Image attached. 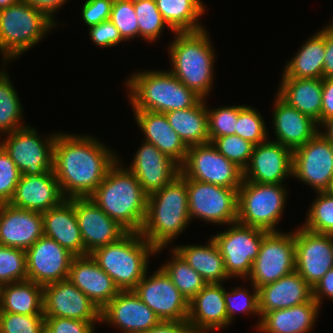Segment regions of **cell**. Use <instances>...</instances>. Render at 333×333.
Instances as JSON below:
<instances>
[{
	"instance_id": "obj_1",
	"label": "cell",
	"mask_w": 333,
	"mask_h": 333,
	"mask_svg": "<svg viewBox=\"0 0 333 333\" xmlns=\"http://www.w3.org/2000/svg\"><path fill=\"white\" fill-rule=\"evenodd\" d=\"M117 160L96 138L56 133L53 172L66 199L89 197Z\"/></svg>"
},
{
	"instance_id": "obj_2",
	"label": "cell",
	"mask_w": 333,
	"mask_h": 333,
	"mask_svg": "<svg viewBox=\"0 0 333 333\" xmlns=\"http://www.w3.org/2000/svg\"><path fill=\"white\" fill-rule=\"evenodd\" d=\"M118 165L119 160L109 168L89 199L128 232H140L147 213L148 195L128 167Z\"/></svg>"
},
{
	"instance_id": "obj_3",
	"label": "cell",
	"mask_w": 333,
	"mask_h": 333,
	"mask_svg": "<svg viewBox=\"0 0 333 333\" xmlns=\"http://www.w3.org/2000/svg\"><path fill=\"white\" fill-rule=\"evenodd\" d=\"M186 177L179 174L171 183L150 194L140 234L159 253L189 224Z\"/></svg>"
},
{
	"instance_id": "obj_4",
	"label": "cell",
	"mask_w": 333,
	"mask_h": 333,
	"mask_svg": "<svg viewBox=\"0 0 333 333\" xmlns=\"http://www.w3.org/2000/svg\"><path fill=\"white\" fill-rule=\"evenodd\" d=\"M169 46L172 69L187 88L205 99L213 86L215 51L206 29L196 32H176Z\"/></svg>"
},
{
	"instance_id": "obj_5",
	"label": "cell",
	"mask_w": 333,
	"mask_h": 333,
	"mask_svg": "<svg viewBox=\"0 0 333 333\" xmlns=\"http://www.w3.org/2000/svg\"><path fill=\"white\" fill-rule=\"evenodd\" d=\"M126 84L133 110L167 113L191 108L201 99L170 71H140Z\"/></svg>"
},
{
	"instance_id": "obj_6",
	"label": "cell",
	"mask_w": 333,
	"mask_h": 333,
	"mask_svg": "<svg viewBox=\"0 0 333 333\" xmlns=\"http://www.w3.org/2000/svg\"><path fill=\"white\" fill-rule=\"evenodd\" d=\"M154 254L156 248L140 232H128L118 241L90 253L120 291L136 287L147 272L149 257Z\"/></svg>"
},
{
	"instance_id": "obj_7",
	"label": "cell",
	"mask_w": 333,
	"mask_h": 333,
	"mask_svg": "<svg viewBox=\"0 0 333 333\" xmlns=\"http://www.w3.org/2000/svg\"><path fill=\"white\" fill-rule=\"evenodd\" d=\"M55 25L42 11L23 0L0 9V51L3 61L7 63L38 44Z\"/></svg>"
},
{
	"instance_id": "obj_8",
	"label": "cell",
	"mask_w": 333,
	"mask_h": 333,
	"mask_svg": "<svg viewBox=\"0 0 333 333\" xmlns=\"http://www.w3.org/2000/svg\"><path fill=\"white\" fill-rule=\"evenodd\" d=\"M287 189L282 184L246 181L238 189L237 222L266 231L276 230L284 206Z\"/></svg>"
},
{
	"instance_id": "obj_9",
	"label": "cell",
	"mask_w": 333,
	"mask_h": 333,
	"mask_svg": "<svg viewBox=\"0 0 333 333\" xmlns=\"http://www.w3.org/2000/svg\"><path fill=\"white\" fill-rule=\"evenodd\" d=\"M180 174L232 189H239L244 179L243 170L220 154L211 142L188 147Z\"/></svg>"
},
{
	"instance_id": "obj_10",
	"label": "cell",
	"mask_w": 333,
	"mask_h": 333,
	"mask_svg": "<svg viewBox=\"0 0 333 333\" xmlns=\"http://www.w3.org/2000/svg\"><path fill=\"white\" fill-rule=\"evenodd\" d=\"M230 229L212 237L224 260L226 273L230 278H247L257 258L266 230L232 223Z\"/></svg>"
},
{
	"instance_id": "obj_11",
	"label": "cell",
	"mask_w": 333,
	"mask_h": 333,
	"mask_svg": "<svg viewBox=\"0 0 333 333\" xmlns=\"http://www.w3.org/2000/svg\"><path fill=\"white\" fill-rule=\"evenodd\" d=\"M190 220L232 224L238 219V189L221 187L186 177Z\"/></svg>"
},
{
	"instance_id": "obj_12",
	"label": "cell",
	"mask_w": 333,
	"mask_h": 333,
	"mask_svg": "<svg viewBox=\"0 0 333 333\" xmlns=\"http://www.w3.org/2000/svg\"><path fill=\"white\" fill-rule=\"evenodd\" d=\"M295 271V232L269 231L263 236L248 278L259 288Z\"/></svg>"
},
{
	"instance_id": "obj_13",
	"label": "cell",
	"mask_w": 333,
	"mask_h": 333,
	"mask_svg": "<svg viewBox=\"0 0 333 333\" xmlns=\"http://www.w3.org/2000/svg\"><path fill=\"white\" fill-rule=\"evenodd\" d=\"M8 135L0 145L9 154L21 174L34 176L53 170L56 134L41 140L36 129L27 125Z\"/></svg>"
},
{
	"instance_id": "obj_14",
	"label": "cell",
	"mask_w": 333,
	"mask_h": 333,
	"mask_svg": "<svg viewBox=\"0 0 333 333\" xmlns=\"http://www.w3.org/2000/svg\"><path fill=\"white\" fill-rule=\"evenodd\" d=\"M145 276L133 291L160 318L161 321H187L189 302L160 268Z\"/></svg>"
},
{
	"instance_id": "obj_15",
	"label": "cell",
	"mask_w": 333,
	"mask_h": 333,
	"mask_svg": "<svg viewBox=\"0 0 333 333\" xmlns=\"http://www.w3.org/2000/svg\"><path fill=\"white\" fill-rule=\"evenodd\" d=\"M292 176L324 192L333 178V144L319 132L293 151Z\"/></svg>"
},
{
	"instance_id": "obj_16",
	"label": "cell",
	"mask_w": 333,
	"mask_h": 333,
	"mask_svg": "<svg viewBox=\"0 0 333 333\" xmlns=\"http://www.w3.org/2000/svg\"><path fill=\"white\" fill-rule=\"evenodd\" d=\"M333 268V235L295 231V271L313 288Z\"/></svg>"
},
{
	"instance_id": "obj_17",
	"label": "cell",
	"mask_w": 333,
	"mask_h": 333,
	"mask_svg": "<svg viewBox=\"0 0 333 333\" xmlns=\"http://www.w3.org/2000/svg\"><path fill=\"white\" fill-rule=\"evenodd\" d=\"M25 253L27 280L45 286L68 279L75 255L54 239L43 235Z\"/></svg>"
},
{
	"instance_id": "obj_18",
	"label": "cell",
	"mask_w": 333,
	"mask_h": 333,
	"mask_svg": "<svg viewBox=\"0 0 333 333\" xmlns=\"http://www.w3.org/2000/svg\"><path fill=\"white\" fill-rule=\"evenodd\" d=\"M43 314L101 322V310L69 279L43 286Z\"/></svg>"
},
{
	"instance_id": "obj_19",
	"label": "cell",
	"mask_w": 333,
	"mask_h": 333,
	"mask_svg": "<svg viewBox=\"0 0 333 333\" xmlns=\"http://www.w3.org/2000/svg\"><path fill=\"white\" fill-rule=\"evenodd\" d=\"M74 208L85 247V255L118 241L128 233L117 221L108 217L89 197L74 198Z\"/></svg>"
},
{
	"instance_id": "obj_20",
	"label": "cell",
	"mask_w": 333,
	"mask_h": 333,
	"mask_svg": "<svg viewBox=\"0 0 333 333\" xmlns=\"http://www.w3.org/2000/svg\"><path fill=\"white\" fill-rule=\"evenodd\" d=\"M293 152L276 141L254 145L247 167L243 170L246 181L266 184H282L292 176Z\"/></svg>"
},
{
	"instance_id": "obj_21",
	"label": "cell",
	"mask_w": 333,
	"mask_h": 333,
	"mask_svg": "<svg viewBox=\"0 0 333 333\" xmlns=\"http://www.w3.org/2000/svg\"><path fill=\"white\" fill-rule=\"evenodd\" d=\"M101 321L123 333H145L161 320L133 290L120 291L102 310Z\"/></svg>"
},
{
	"instance_id": "obj_22",
	"label": "cell",
	"mask_w": 333,
	"mask_h": 333,
	"mask_svg": "<svg viewBox=\"0 0 333 333\" xmlns=\"http://www.w3.org/2000/svg\"><path fill=\"white\" fill-rule=\"evenodd\" d=\"M139 148L128 169L149 196L179 176L180 165L151 143L144 141Z\"/></svg>"
},
{
	"instance_id": "obj_23",
	"label": "cell",
	"mask_w": 333,
	"mask_h": 333,
	"mask_svg": "<svg viewBox=\"0 0 333 333\" xmlns=\"http://www.w3.org/2000/svg\"><path fill=\"white\" fill-rule=\"evenodd\" d=\"M43 235L42 213L0 204V245L26 251Z\"/></svg>"
},
{
	"instance_id": "obj_24",
	"label": "cell",
	"mask_w": 333,
	"mask_h": 333,
	"mask_svg": "<svg viewBox=\"0 0 333 333\" xmlns=\"http://www.w3.org/2000/svg\"><path fill=\"white\" fill-rule=\"evenodd\" d=\"M65 199L52 170L34 176L21 174L9 203L20 209L44 213L57 207Z\"/></svg>"
},
{
	"instance_id": "obj_25",
	"label": "cell",
	"mask_w": 333,
	"mask_h": 333,
	"mask_svg": "<svg viewBox=\"0 0 333 333\" xmlns=\"http://www.w3.org/2000/svg\"><path fill=\"white\" fill-rule=\"evenodd\" d=\"M68 279L100 310L120 292L113 279L90 254L73 258Z\"/></svg>"
},
{
	"instance_id": "obj_26",
	"label": "cell",
	"mask_w": 333,
	"mask_h": 333,
	"mask_svg": "<svg viewBox=\"0 0 333 333\" xmlns=\"http://www.w3.org/2000/svg\"><path fill=\"white\" fill-rule=\"evenodd\" d=\"M187 323L193 333H206L222 329L230 324L227 318L222 283L207 284L189 301Z\"/></svg>"
},
{
	"instance_id": "obj_27",
	"label": "cell",
	"mask_w": 333,
	"mask_h": 333,
	"mask_svg": "<svg viewBox=\"0 0 333 333\" xmlns=\"http://www.w3.org/2000/svg\"><path fill=\"white\" fill-rule=\"evenodd\" d=\"M275 100L272 115L275 141L293 152L311 140L319 132V126L311 117L291 107L278 94Z\"/></svg>"
},
{
	"instance_id": "obj_28",
	"label": "cell",
	"mask_w": 333,
	"mask_h": 333,
	"mask_svg": "<svg viewBox=\"0 0 333 333\" xmlns=\"http://www.w3.org/2000/svg\"><path fill=\"white\" fill-rule=\"evenodd\" d=\"M312 298V287L294 271L258 288L260 317L266 312L309 302Z\"/></svg>"
},
{
	"instance_id": "obj_29",
	"label": "cell",
	"mask_w": 333,
	"mask_h": 333,
	"mask_svg": "<svg viewBox=\"0 0 333 333\" xmlns=\"http://www.w3.org/2000/svg\"><path fill=\"white\" fill-rule=\"evenodd\" d=\"M145 142L153 144L159 151L181 165L188 147L169 124L165 113L145 110H133Z\"/></svg>"
},
{
	"instance_id": "obj_30",
	"label": "cell",
	"mask_w": 333,
	"mask_h": 333,
	"mask_svg": "<svg viewBox=\"0 0 333 333\" xmlns=\"http://www.w3.org/2000/svg\"><path fill=\"white\" fill-rule=\"evenodd\" d=\"M44 235L54 239L75 256H85V247L74 208V198L42 213Z\"/></svg>"
},
{
	"instance_id": "obj_31",
	"label": "cell",
	"mask_w": 333,
	"mask_h": 333,
	"mask_svg": "<svg viewBox=\"0 0 333 333\" xmlns=\"http://www.w3.org/2000/svg\"><path fill=\"white\" fill-rule=\"evenodd\" d=\"M319 310L320 305L312 298L306 303L264 313L256 329L263 333H309Z\"/></svg>"
},
{
	"instance_id": "obj_32",
	"label": "cell",
	"mask_w": 333,
	"mask_h": 333,
	"mask_svg": "<svg viewBox=\"0 0 333 333\" xmlns=\"http://www.w3.org/2000/svg\"><path fill=\"white\" fill-rule=\"evenodd\" d=\"M278 95L291 107L321 124L323 78L282 77Z\"/></svg>"
},
{
	"instance_id": "obj_33",
	"label": "cell",
	"mask_w": 333,
	"mask_h": 333,
	"mask_svg": "<svg viewBox=\"0 0 333 333\" xmlns=\"http://www.w3.org/2000/svg\"><path fill=\"white\" fill-rule=\"evenodd\" d=\"M206 100L193 107L165 113L169 124L187 147L210 142Z\"/></svg>"
},
{
	"instance_id": "obj_34",
	"label": "cell",
	"mask_w": 333,
	"mask_h": 333,
	"mask_svg": "<svg viewBox=\"0 0 333 333\" xmlns=\"http://www.w3.org/2000/svg\"><path fill=\"white\" fill-rule=\"evenodd\" d=\"M203 279L210 283H222L230 278L224 267V260L214 242L207 245H181L173 248Z\"/></svg>"
},
{
	"instance_id": "obj_35",
	"label": "cell",
	"mask_w": 333,
	"mask_h": 333,
	"mask_svg": "<svg viewBox=\"0 0 333 333\" xmlns=\"http://www.w3.org/2000/svg\"><path fill=\"white\" fill-rule=\"evenodd\" d=\"M325 28L315 33L289 61L282 77L297 79L323 78Z\"/></svg>"
},
{
	"instance_id": "obj_36",
	"label": "cell",
	"mask_w": 333,
	"mask_h": 333,
	"mask_svg": "<svg viewBox=\"0 0 333 333\" xmlns=\"http://www.w3.org/2000/svg\"><path fill=\"white\" fill-rule=\"evenodd\" d=\"M0 312L43 314V286L30 280L4 284Z\"/></svg>"
},
{
	"instance_id": "obj_37",
	"label": "cell",
	"mask_w": 333,
	"mask_h": 333,
	"mask_svg": "<svg viewBox=\"0 0 333 333\" xmlns=\"http://www.w3.org/2000/svg\"><path fill=\"white\" fill-rule=\"evenodd\" d=\"M159 12L173 33L205 29L198 22L205 12L201 0H155Z\"/></svg>"
},
{
	"instance_id": "obj_38",
	"label": "cell",
	"mask_w": 333,
	"mask_h": 333,
	"mask_svg": "<svg viewBox=\"0 0 333 333\" xmlns=\"http://www.w3.org/2000/svg\"><path fill=\"white\" fill-rule=\"evenodd\" d=\"M8 73L0 71V137L17 131L22 125L23 109L20 98L9 80Z\"/></svg>"
},
{
	"instance_id": "obj_39",
	"label": "cell",
	"mask_w": 333,
	"mask_h": 333,
	"mask_svg": "<svg viewBox=\"0 0 333 333\" xmlns=\"http://www.w3.org/2000/svg\"><path fill=\"white\" fill-rule=\"evenodd\" d=\"M172 252L173 260L163 264L161 268L189 302L207 282L175 250L172 249Z\"/></svg>"
},
{
	"instance_id": "obj_40",
	"label": "cell",
	"mask_w": 333,
	"mask_h": 333,
	"mask_svg": "<svg viewBox=\"0 0 333 333\" xmlns=\"http://www.w3.org/2000/svg\"><path fill=\"white\" fill-rule=\"evenodd\" d=\"M134 9L139 28V37L143 40L155 41L168 24L159 12L155 0L134 1Z\"/></svg>"
},
{
	"instance_id": "obj_41",
	"label": "cell",
	"mask_w": 333,
	"mask_h": 333,
	"mask_svg": "<svg viewBox=\"0 0 333 333\" xmlns=\"http://www.w3.org/2000/svg\"><path fill=\"white\" fill-rule=\"evenodd\" d=\"M317 194L302 227L313 232L333 235V196L326 192Z\"/></svg>"
},
{
	"instance_id": "obj_42",
	"label": "cell",
	"mask_w": 333,
	"mask_h": 333,
	"mask_svg": "<svg viewBox=\"0 0 333 333\" xmlns=\"http://www.w3.org/2000/svg\"><path fill=\"white\" fill-rule=\"evenodd\" d=\"M235 134L254 145L265 142L268 138L263 117L251 106L238 105V119Z\"/></svg>"
},
{
	"instance_id": "obj_43",
	"label": "cell",
	"mask_w": 333,
	"mask_h": 333,
	"mask_svg": "<svg viewBox=\"0 0 333 333\" xmlns=\"http://www.w3.org/2000/svg\"><path fill=\"white\" fill-rule=\"evenodd\" d=\"M27 280L25 250L0 245V283Z\"/></svg>"
},
{
	"instance_id": "obj_44",
	"label": "cell",
	"mask_w": 333,
	"mask_h": 333,
	"mask_svg": "<svg viewBox=\"0 0 333 333\" xmlns=\"http://www.w3.org/2000/svg\"><path fill=\"white\" fill-rule=\"evenodd\" d=\"M211 143L220 154L242 170L247 167L254 148V144L236 134L217 137Z\"/></svg>"
},
{
	"instance_id": "obj_45",
	"label": "cell",
	"mask_w": 333,
	"mask_h": 333,
	"mask_svg": "<svg viewBox=\"0 0 333 333\" xmlns=\"http://www.w3.org/2000/svg\"><path fill=\"white\" fill-rule=\"evenodd\" d=\"M110 20L118 29L124 41L139 36L138 22L132 0L114 1Z\"/></svg>"
},
{
	"instance_id": "obj_46",
	"label": "cell",
	"mask_w": 333,
	"mask_h": 333,
	"mask_svg": "<svg viewBox=\"0 0 333 333\" xmlns=\"http://www.w3.org/2000/svg\"><path fill=\"white\" fill-rule=\"evenodd\" d=\"M44 314L0 312V333H44Z\"/></svg>"
},
{
	"instance_id": "obj_47",
	"label": "cell",
	"mask_w": 333,
	"mask_h": 333,
	"mask_svg": "<svg viewBox=\"0 0 333 333\" xmlns=\"http://www.w3.org/2000/svg\"><path fill=\"white\" fill-rule=\"evenodd\" d=\"M253 286V293L249 294L248 290L240 287L233 288L232 292H228L224 288V299L226 305V312L228 322L231 324L234 314L236 312L254 313L260 315L259 312V300H258V288ZM238 299V300H237ZM236 301V302H235Z\"/></svg>"
},
{
	"instance_id": "obj_48",
	"label": "cell",
	"mask_w": 333,
	"mask_h": 333,
	"mask_svg": "<svg viewBox=\"0 0 333 333\" xmlns=\"http://www.w3.org/2000/svg\"><path fill=\"white\" fill-rule=\"evenodd\" d=\"M207 114L210 142L217 137L235 134L238 105L218 107L214 110L207 108Z\"/></svg>"
},
{
	"instance_id": "obj_49",
	"label": "cell",
	"mask_w": 333,
	"mask_h": 333,
	"mask_svg": "<svg viewBox=\"0 0 333 333\" xmlns=\"http://www.w3.org/2000/svg\"><path fill=\"white\" fill-rule=\"evenodd\" d=\"M21 173L0 145V204L9 203L19 183Z\"/></svg>"
},
{
	"instance_id": "obj_50",
	"label": "cell",
	"mask_w": 333,
	"mask_h": 333,
	"mask_svg": "<svg viewBox=\"0 0 333 333\" xmlns=\"http://www.w3.org/2000/svg\"><path fill=\"white\" fill-rule=\"evenodd\" d=\"M95 322L63 317H45V328L50 333H94Z\"/></svg>"
},
{
	"instance_id": "obj_51",
	"label": "cell",
	"mask_w": 333,
	"mask_h": 333,
	"mask_svg": "<svg viewBox=\"0 0 333 333\" xmlns=\"http://www.w3.org/2000/svg\"><path fill=\"white\" fill-rule=\"evenodd\" d=\"M113 0H86L82 7V18L88 27L110 20Z\"/></svg>"
},
{
	"instance_id": "obj_52",
	"label": "cell",
	"mask_w": 333,
	"mask_h": 333,
	"mask_svg": "<svg viewBox=\"0 0 333 333\" xmlns=\"http://www.w3.org/2000/svg\"><path fill=\"white\" fill-rule=\"evenodd\" d=\"M91 40L100 47H112L124 41L111 20L89 27Z\"/></svg>"
},
{
	"instance_id": "obj_53",
	"label": "cell",
	"mask_w": 333,
	"mask_h": 333,
	"mask_svg": "<svg viewBox=\"0 0 333 333\" xmlns=\"http://www.w3.org/2000/svg\"><path fill=\"white\" fill-rule=\"evenodd\" d=\"M313 299L321 306L324 296L333 300V268L312 288Z\"/></svg>"
},
{
	"instance_id": "obj_54",
	"label": "cell",
	"mask_w": 333,
	"mask_h": 333,
	"mask_svg": "<svg viewBox=\"0 0 333 333\" xmlns=\"http://www.w3.org/2000/svg\"><path fill=\"white\" fill-rule=\"evenodd\" d=\"M333 118V78H323L321 124Z\"/></svg>"
},
{
	"instance_id": "obj_55",
	"label": "cell",
	"mask_w": 333,
	"mask_h": 333,
	"mask_svg": "<svg viewBox=\"0 0 333 333\" xmlns=\"http://www.w3.org/2000/svg\"><path fill=\"white\" fill-rule=\"evenodd\" d=\"M323 78H333V24L325 26Z\"/></svg>"
},
{
	"instance_id": "obj_56",
	"label": "cell",
	"mask_w": 333,
	"mask_h": 333,
	"mask_svg": "<svg viewBox=\"0 0 333 333\" xmlns=\"http://www.w3.org/2000/svg\"><path fill=\"white\" fill-rule=\"evenodd\" d=\"M145 333H193L187 321H161Z\"/></svg>"
},
{
	"instance_id": "obj_57",
	"label": "cell",
	"mask_w": 333,
	"mask_h": 333,
	"mask_svg": "<svg viewBox=\"0 0 333 333\" xmlns=\"http://www.w3.org/2000/svg\"><path fill=\"white\" fill-rule=\"evenodd\" d=\"M27 2L33 8L42 11L50 20L54 21V13L58 11V8L64 5L68 0H23ZM65 2V3H64Z\"/></svg>"
},
{
	"instance_id": "obj_58",
	"label": "cell",
	"mask_w": 333,
	"mask_h": 333,
	"mask_svg": "<svg viewBox=\"0 0 333 333\" xmlns=\"http://www.w3.org/2000/svg\"><path fill=\"white\" fill-rule=\"evenodd\" d=\"M321 125L326 128L325 132H321L322 135L333 144V118L325 120Z\"/></svg>"
},
{
	"instance_id": "obj_59",
	"label": "cell",
	"mask_w": 333,
	"mask_h": 333,
	"mask_svg": "<svg viewBox=\"0 0 333 333\" xmlns=\"http://www.w3.org/2000/svg\"><path fill=\"white\" fill-rule=\"evenodd\" d=\"M20 0H0V9L7 8L18 3Z\"/></svg>"
},
{
	"instance_id": "obj_60",
	"label": "cell",
	"mask_w": 333,
	"mask_h": 333,
	"mask_svg": "<svg viewBox=\"0 0 333 333\" xmlns=\"http://www.w3.org/2000/svg\"><path fill=\"white\" fill-rule=\"evenodd\" d=\"M324 192H326L328 195L333 196V178L330 180L328 188Z\"/></svg>"
},
{
	"instance_id": "obj_61",
	"label": "cell",
	"mask_w": 333,
	"mask_h": 333,
	"mask_svg": "<svg viewBox=\"0 0 333 333\" xmlns=\"http://www.w3.org/2000/svg\"><path fill=\"white\" fill-rule=\"evenodd\" d=\"M2 287H3V285L0 283V303H1Z\"/></svg>"
},
{
	"instance_id": "obj_62",
	"label": "cell",
	"mask_w": 333,
	"mask_h": 333,
	"mask_svg": "<svg viewBox=\"0 0 333 333\" xmlns=\"http://www.w3.org/2000/svg\"><path fill=\"white\" fill-rule=\"evenodd\" d=\"M44 333H50L46 328L44 329Z\"/></svg>"
}]
</instances>
